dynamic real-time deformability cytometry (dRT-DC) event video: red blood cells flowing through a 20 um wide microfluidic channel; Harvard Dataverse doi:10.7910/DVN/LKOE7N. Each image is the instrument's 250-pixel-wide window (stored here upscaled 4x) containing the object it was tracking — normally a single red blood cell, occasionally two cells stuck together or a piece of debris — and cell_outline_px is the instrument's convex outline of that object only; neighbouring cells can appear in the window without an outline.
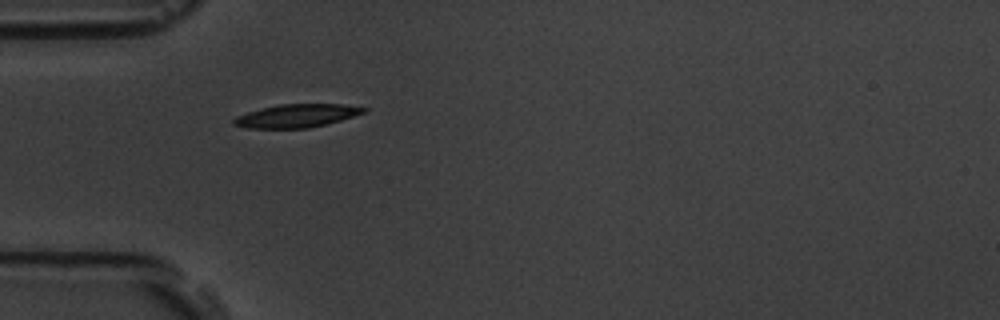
{"species": "common noctule bat (a hibernating species)", "species_latin": "Nyctalus noctula", "temperature_condition": "room temperature", "stored_images_in_passage": 39, "camera_frame_rate_fps": 3000, "um_per_image_px": 0.085, "animal": {"sex": "male", "body_mass_g": 19.5, "forearm_length_mm": 54.6}, "frame": {"image": 1, "passage_image": 1, "time_ms": 0.0, "image_size_px": [1000, 320], "cell_outline_px": [[368, 112], [340, 120], [308, 128], [248, 128], [232, 124], [232, 120], [236, 116], [248, 112], [280, 104], [344, 104], [368, 108]], "centroid_in_image_um": [25.24, 9.84], "position_along_channel_um": 59.8, "area_um2": 17.46}}
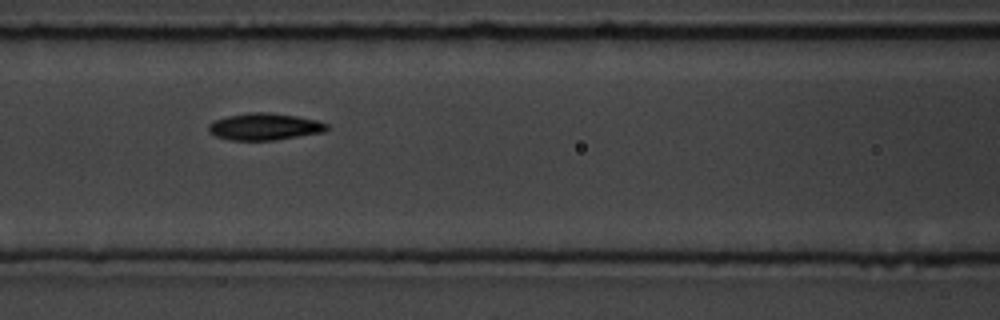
{"frame": {"image": 2, "passage_image": 8, "time_ms": 2.333, "image_size_px": [1000, 320], "cell_outline_px": [[328, 128], [324, 132], [276, 140], [228, 140], [216, 136], [208, 132], [208, 124], [212, 120], [228, 116], [248, 112], [268, 112], [296, 116], [316, 120], [328, 124]], "centroid_in_image_um": [22.45, 10.76], "position_along_channel_um": 144.2, "area_um2": 18.67}}
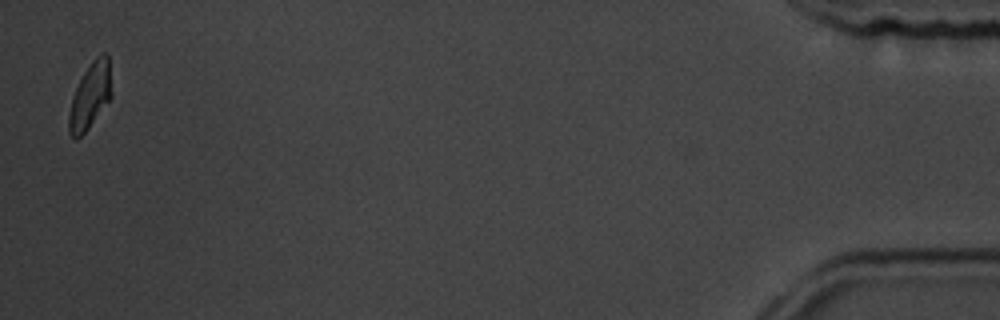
{"frame": {"image": 3, "passage_image": 38, "time_ms": 12.333, "image_size_px": [1000, 320], "cell_outline_px": [[112, 96], [88, 128], [76, 140], [68, 132], [68, 116], [72, 96], [84, 72], [92, 60], [100, 52], [108, 52], [112, 92]], "centroid_in_image_um": [7.67, 8.11], "position_along_channel_um": 427.5, "area_um2": 16.42}, "authors_computed_cell_mechanics": {"area_um2": 17.6868, "velocity_mm_per_s": 3.769, "shape_relaxation_time_tau1_ms": 2.5026, "shape_relaxation_time_tau2_ms": 4.9461, "deformation_change_tau1": 0.1231, "deformation_change_tau2": 0.0961}}